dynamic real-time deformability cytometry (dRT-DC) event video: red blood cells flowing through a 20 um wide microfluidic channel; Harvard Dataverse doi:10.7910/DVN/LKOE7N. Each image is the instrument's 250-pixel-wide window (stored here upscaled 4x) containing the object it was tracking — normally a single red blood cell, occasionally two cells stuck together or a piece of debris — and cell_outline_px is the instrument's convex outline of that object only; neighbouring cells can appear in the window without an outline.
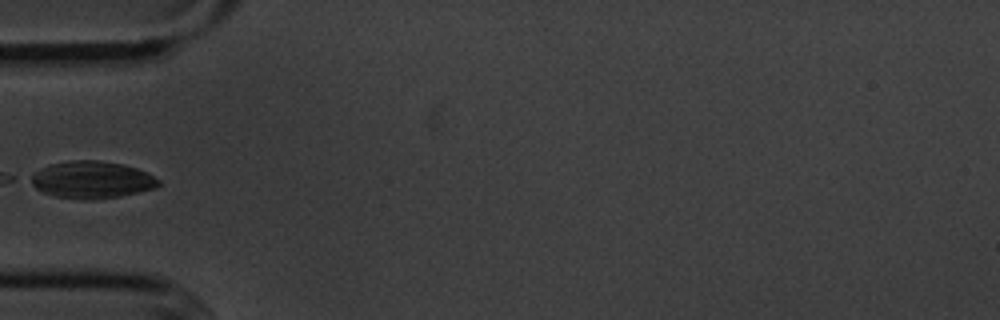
{"species": "common noctule bat (a hibernating species)", "species_latin": "Nyctalus noctula", "temperature_condition": "cold", "stored_images_in_passage": 5, "camera_frame_rate_fps": 3000, "um_per_image_px": 0.085, "animal": {"sex": "male", "body_mass_g": 20.1, "forearm_length_mm": 53.5}, "frame": {"image": 1, "passage_image": 5, "time_ms": 5.333, "image_size_px": [1000, 320], "cell_outline_px": [[160, 184], [156, 188], [120, 196], [96, 200], [80, 200], [56, 196], [44, 192], [36, 188], [24, 180], [28, 176], [40, 168], [48, 164], [72, 160], [100, 160], [124, 164], [148, 172], [160, 180]], "centroid_in_image_um": [7.76, 15.28], "position_along_channel_um": 77.2, "area_um2": 28.26}}